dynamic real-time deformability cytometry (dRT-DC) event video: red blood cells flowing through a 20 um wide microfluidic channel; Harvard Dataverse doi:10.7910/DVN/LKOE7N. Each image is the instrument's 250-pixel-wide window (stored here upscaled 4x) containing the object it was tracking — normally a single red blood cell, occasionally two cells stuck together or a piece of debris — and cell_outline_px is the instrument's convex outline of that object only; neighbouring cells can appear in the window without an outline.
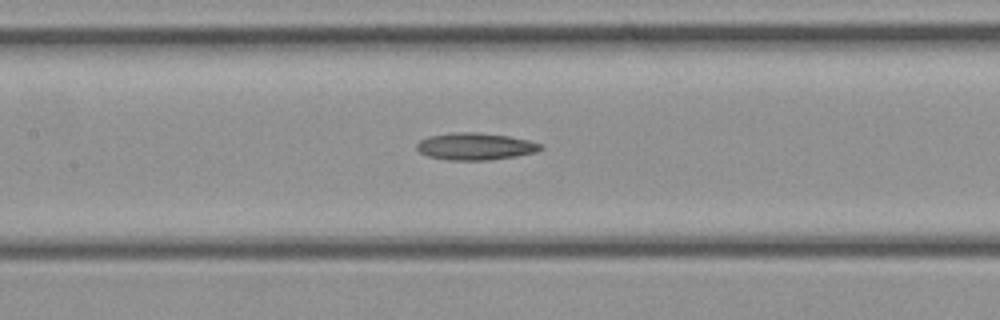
{"species": "common noctule bat (a hibernating species)", "species_latin": "Nyctalus noctula", "temperature_condition": "cold", "stored_images_in_passage": 28, "camera_frame_rate_fps": 3000, "um_per_image_px": 0.085, "animal": {"sex": "female", "body_mass_g": 21.9}, "frame": {"image": 1, "passage_image": 16, "time_ms": 5.0, "image_size_px": [1000, 320], "cell_outline_px": [[544, 148], [536, 152], [516, 156], [484, 160], [448, 160], [428, 156], [420, 152], [416, 148], [416, 144], [420, 140], [428, 136], [456, 132], [476, 132], [508, 136], [528, 140], [544, 144]], "centroid_in_image_um": [40.41, 12.44], "position_along_channel_um": 167.0, "area_um2": 19.54}}
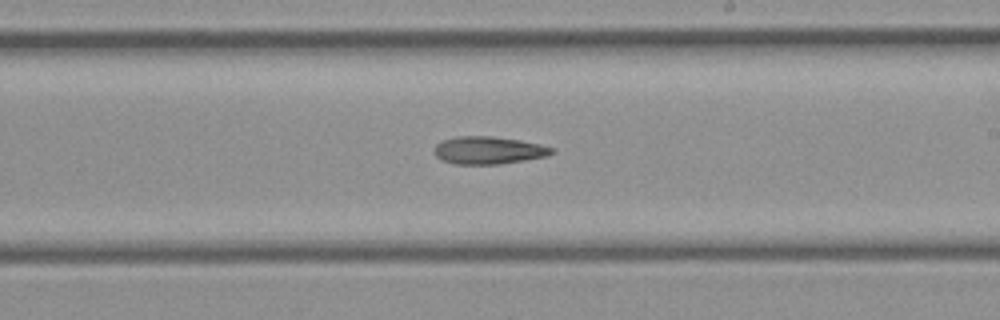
{"frame": {"image": 2, "passage_image": 20, "time_ms": 6.333, "image_size_px": [1000, 320], "cell_outline_px": [[556, 152], [548, 156], [500, 164], [456, 164], [440, 160], [432, 152], [436, 144], [444, 140], [456, 136], [492, 136], [520, 140], [540, 144], [556, 148]], "centroid_in_image_um": [41.54, 12.77], "position_along_channel_um": 247.5, "area_um2": 19.13}}
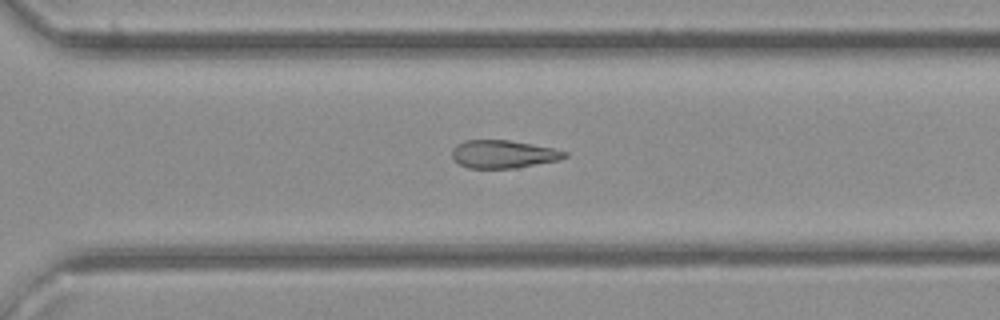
{"frame": {"image": 3, "passage_image": 24, "time_ms": 7.667, "image_size_px": [1000, 320], "cell_outline_px": [[568, 156], [560, 160], [516, 168], [468, 168], [460, 164], [452, 156], [452, 148], [456, 144], [464, 140], [508, 140], [532, 144], [552, 148], [568, 152]], "centroid_in_image_um": [42.79, 13.1], "position_along_channel_um": 327.8, "area_um2": 18.38}}